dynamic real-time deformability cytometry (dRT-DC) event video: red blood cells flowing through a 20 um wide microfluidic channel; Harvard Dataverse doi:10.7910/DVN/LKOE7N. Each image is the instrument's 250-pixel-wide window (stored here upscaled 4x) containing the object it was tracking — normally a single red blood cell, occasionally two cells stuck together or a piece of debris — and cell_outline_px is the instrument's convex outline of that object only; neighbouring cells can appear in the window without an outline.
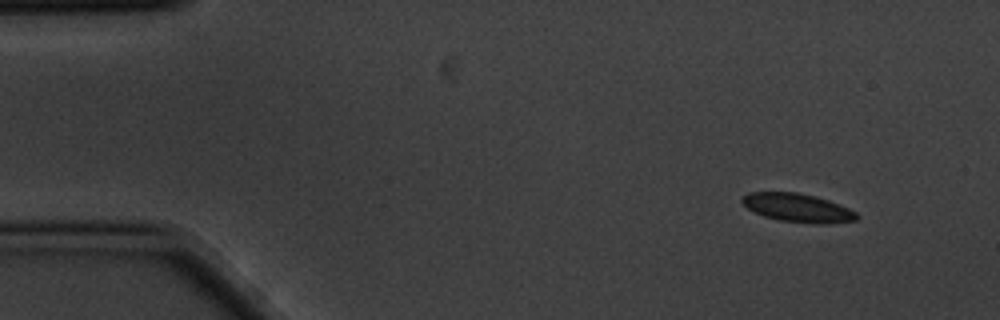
{"species": "common noctule bat (a hibernating species)", "species_latin": "Nyctalus noctula", "temperature_condition": "cold", "stored_images_in_passage": 12, "camera_frame_rate_fps": 3000, "um_per_image_px": 0.085, "animal": {"sex": "male", "body_mass_g": 20.1, "forearm_length_mm": 53.5}, "frame": {"image": 1, "passage_image": 1, "time_ms": 0.0, "image_size_px": [1000, 320], "cell_outline_px": [[860, 216], [856, 220], [828, 224], [816, 224], [780, 220], [764, 216], [748, 208], [740, 200], [748, 192], [796, 192], [816, 196], [840, 204], [856, 212]], "centroid_in_image_um": [67.84, 17.66], "position_along_channel_um": 17.2, "area_um2": 19.02}}
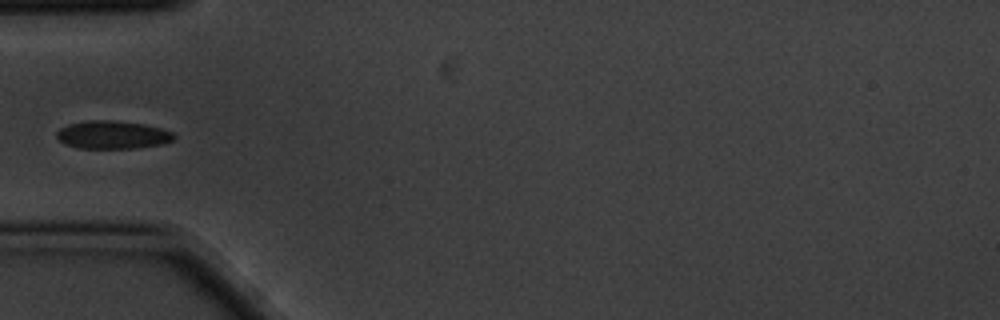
{"frame": {"image": 2, "passage_image": 4, "time_ms": 1.0, "image_size_px": [1000, 320], "cell_outline_px": [[176, 136], [172, 140], [164, 144], [136, 148], [80, 148], [64, 144], [56, 136], [56, 132], [60, 128], [68, 124], [88, 120], [112, 120], [144, 124], [160, 128], [172, 132]], "centroid_in_image_um": [9.56, 11.46], "position_along_channel_um": 75.4, "area_um2": 19.19}}
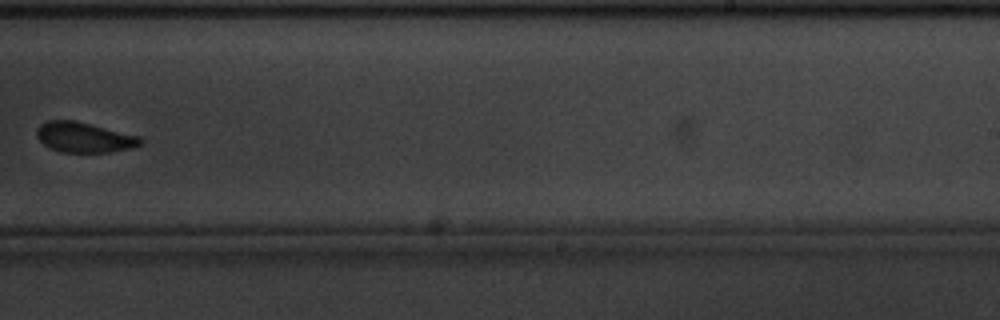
{"frame": {"image": 3, "passage_image": 9, "time_ms": 2.667, "image_size_px": [1000, 320], "cell_outline_px": [[144, 144], [132, 148], [108, 152], [60, 152], [44, 144], [36, 136], [36, 128], [40, 124], [48, 120], [76, 120], [140, 136], [144, 140]], "centroid_in_image_um": [7.18, 11.66], "position_along_channel_um": 281.8, "area_um2": 18.44}}